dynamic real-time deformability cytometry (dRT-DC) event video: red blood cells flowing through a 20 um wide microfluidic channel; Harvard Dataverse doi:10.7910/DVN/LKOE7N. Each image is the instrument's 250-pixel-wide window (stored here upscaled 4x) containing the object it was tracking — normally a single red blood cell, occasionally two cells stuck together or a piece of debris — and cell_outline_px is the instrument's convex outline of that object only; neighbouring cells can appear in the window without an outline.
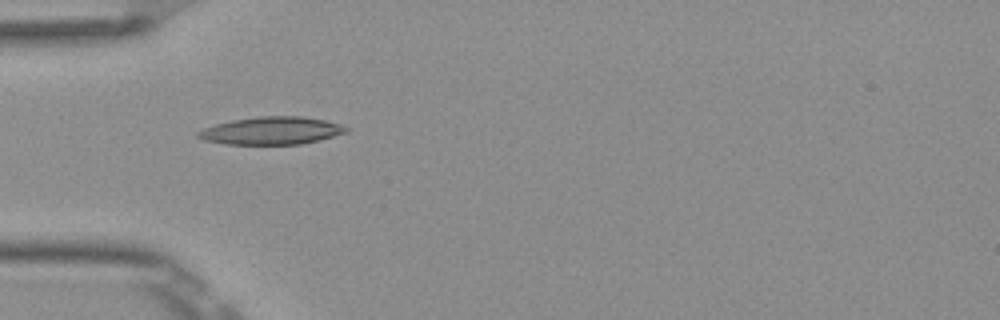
{"species": "Egyptian fruit bat (a non-hibernating species)", "species_latin": "Rousettus aegyptiacus", "temperature_condition": "room temperature", "stored_images_in_passage": 4, "camera_frame_rate_fps": 3000, "um_per_image_px": 0.085, "frame": {"image": 1, "passage_image": 1, "time_ms": 0.0, "image_size_px": [1000, 320], "cell_outline_px": [[348, 132], [300, 144], [228, 144], [204, 140], [196, 136], [196, 132], [204, 128], [216, 124], [232, 120], [260, 116], [300, 116], [324, 120], [340, 124], [348, 128]], "centroid_in_image_um": [23.05, 11.1], "position_along_channel_um": 61.9, "area_um2": 23.58}}
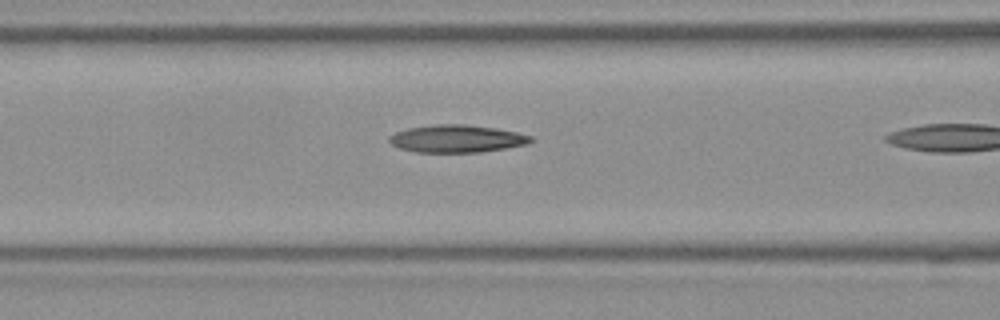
{"frame": {"image": 2, "passage_image": 3, "time_ms": 0.667, "image_size_px": [1000, 320], "cell_outline_px": [[536, 140], [528, 144], [480, 152], [416, 152], [400, 148], [392, 144], [388, 140], [388, 136], [396, 132], [408, 128], [436, 124], [464, 124], [496, 128], [516, 132], [532, 136]], "centroid_in_image_um": [38.84, 11.78], "position_along_channel_um": 127.8, "area_um2": 22.72}}